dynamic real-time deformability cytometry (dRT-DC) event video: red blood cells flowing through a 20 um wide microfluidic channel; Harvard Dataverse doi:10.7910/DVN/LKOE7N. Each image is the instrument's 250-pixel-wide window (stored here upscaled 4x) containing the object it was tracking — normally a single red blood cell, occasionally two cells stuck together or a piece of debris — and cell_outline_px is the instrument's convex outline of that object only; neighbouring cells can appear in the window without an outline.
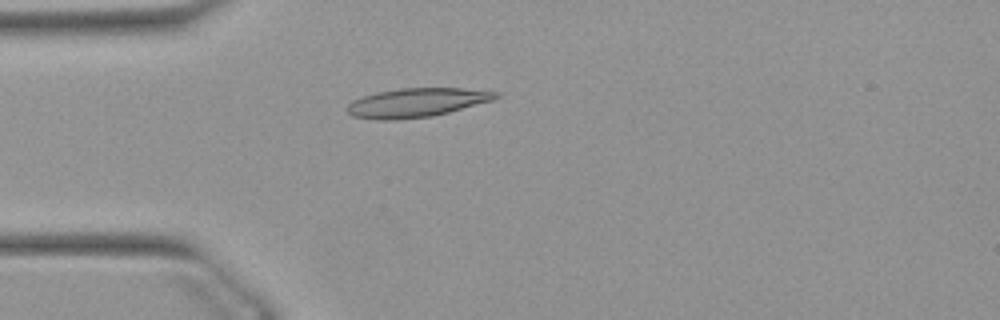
{"species": "Egyptian fruit bat (a non-hibernating species)", "species_latin": "Rousettus aegyptiacus", "temperature_condition": "warm", "stored_images_in_passage": 52, "camera_frame_rate_fps": 3000, "um_per_image_px": 0.085, "animal": {"sex": "female"}, "frame": {"image": 1, "passage_image": 14, "time_ms": 4.333, "image_size_px": [1000, 320], "cell_outline_px": [[500, 96], [492, 100], [448, 112], [432, 116], [396, 120], [376, 120], [352, 116], [344, 108], [352, 100], [376, 92], [400, 88], [460, 88], [500, 92]], "centroid_in_image_um": [35.36, 8.72], "position_along_channel_um": 49.6, "area_um2": 25.09}}
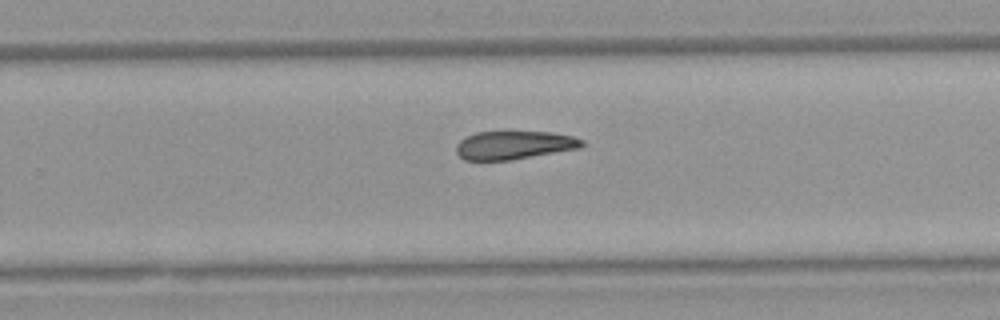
{"frame": {"image": 2, "passage_image": 33, "time_ms": 10.667, "image_size_px": [1000, 320], "cell_outline_px": [[584, 144], [580, 148], [512, 160], [464, 160], [456, 152], [456, 144], [464, 136], [476, 132], [552, 132], [572, 136], [584, 140]], "centroid_in_image_um": [43.68, 12.33], "position_along_channel_um": 286.1, "area_um2": 20.87}}
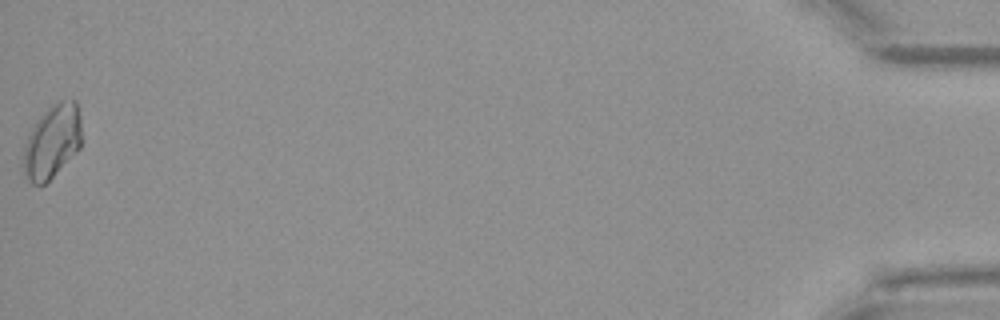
{"frame": {"image": 3, "passage_image": 52, "time_ms": 17.0, "image_size_px": [1000, 320], "cell_outline_px": [[80, 148], [44, 184], [32, 184], [24, 176], [24, 148], [28, 136], [36, 120], [52, 104], [60, 100], [76, 100], [80, 116]], "centroid_in_image_um": [4.43, 12.01], "position_along_channel_um": 430.8, "area_um2": 24.51}}